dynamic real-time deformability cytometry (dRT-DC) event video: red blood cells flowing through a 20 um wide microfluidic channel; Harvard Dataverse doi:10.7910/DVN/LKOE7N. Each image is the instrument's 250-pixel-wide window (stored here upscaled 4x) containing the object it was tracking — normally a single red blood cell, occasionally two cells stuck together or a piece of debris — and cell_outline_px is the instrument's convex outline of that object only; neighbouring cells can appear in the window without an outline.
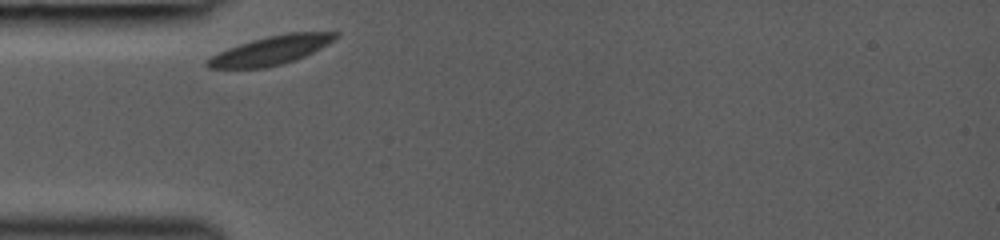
{"species": "common noctule bat (a hibernating species)", "species_latin": "Nyctalus noctula", "temperature_condition": "room temperature", "stored_images_in_passage": 6, "camera_frame_rate_fps": 3000, "um_per_image_px": 0.085, "animal": {"sex": "female", "body_mass_g": 19.0, "forearm_length_mm": 53.3}, "frame": {"image": 1, "passage_image": 1, "time_ms": 0.0, "image_size_px": [1000, 240], "cell_outline_px": [[340, 36], [328, 44], [304, 56], [280, 64], [264, 68], [208, 68], [204, 64], [204, 60], [228, 48], [252, 40], [268, 36], [288, 32], [340, 32]], "centroid_in_image_um": [23.02, 4.27], "position_along_channel_um": 62.0, "area_um2": 21.27}}
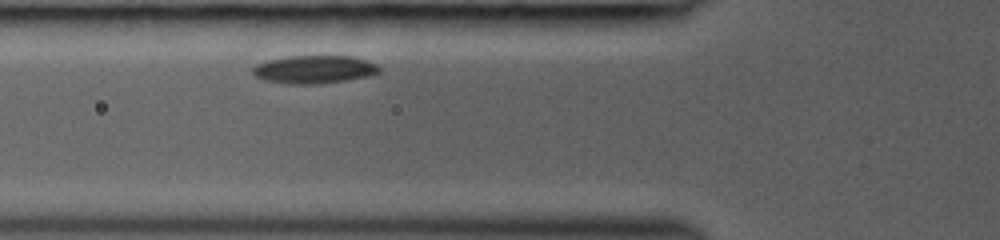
{"frame": {"image": 2, "passage_image": 4, "time_ms": 1.0, "image_size_px": [1000, 240], "cell_outline_px": [[380, 72], [372, 76], [348, 80], [320, 84], [288, 84], [264, 80], [256, 76], [252, 72], [252, 68], [256, 64], [264, 60], [288, 56], [352, 56], [376, 64], [380, 68]], "centroid_in_image_um": [26.7, 5.9], "position_along_channel_um": 99.1, "area_um2": 20.92}}